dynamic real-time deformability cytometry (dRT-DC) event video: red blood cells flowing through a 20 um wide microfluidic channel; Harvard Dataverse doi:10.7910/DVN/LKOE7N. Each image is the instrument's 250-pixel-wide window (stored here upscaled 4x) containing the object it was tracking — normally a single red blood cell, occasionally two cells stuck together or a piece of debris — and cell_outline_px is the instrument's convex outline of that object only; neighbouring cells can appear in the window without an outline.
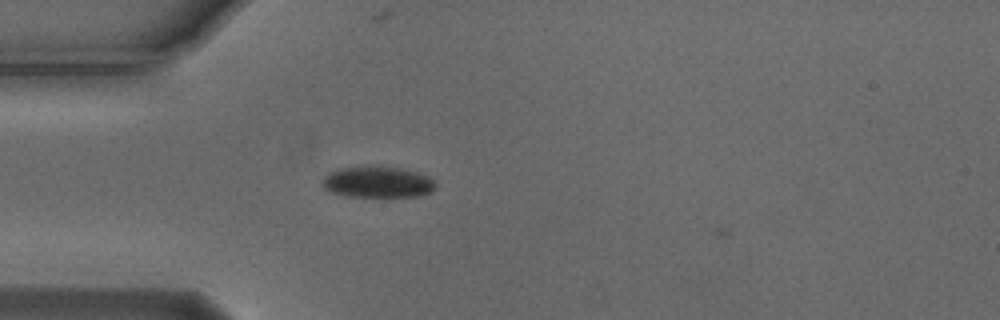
{"species": "Egyptian fruit bat (a non-hibernating species)", "species_latin": "Rousettus aegyptiacus", "temperature_condition": "cold", "stored_images_in_passage": 2, "camera_frame_rate_fps": 3000, "um_per_image_px": 0.085, "animal": {"sex": "male"}, "frame": {"image": 1, "passage_image": 1, "time_ms": 0.0, "image_size_px": [1000, 320], "cell_outline_px": [[436, 188], [420, 196], [344, 196], [328, 192], [324, 188], [324, 176], [328, 172], [340, 168], [400, 168], [416, 172], [428, 176], [436, 180]], "centroid_in_image_um": [32.11, 15.5], "position_along_channel_um": 52.9, "area_um2": 20.11}}